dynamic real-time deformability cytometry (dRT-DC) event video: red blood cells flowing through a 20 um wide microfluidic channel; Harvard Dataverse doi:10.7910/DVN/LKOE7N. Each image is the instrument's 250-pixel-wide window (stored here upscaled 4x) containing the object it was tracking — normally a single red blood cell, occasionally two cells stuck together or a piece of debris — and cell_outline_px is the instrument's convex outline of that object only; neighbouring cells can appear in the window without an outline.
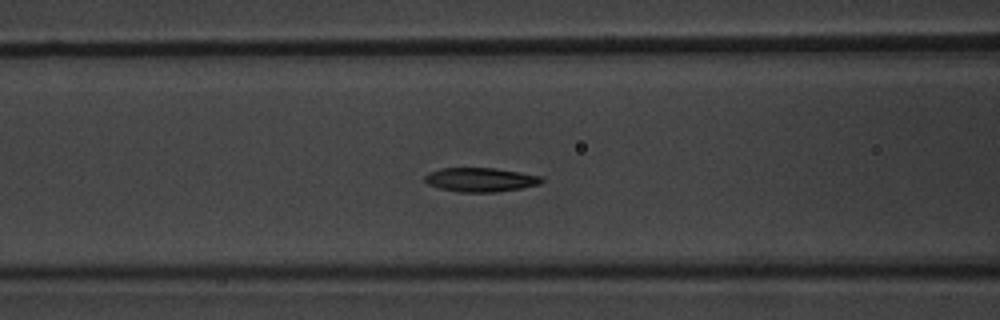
{"species": "common noctule bat (a hibernating species)", "species_latin": "Nyctalus noctula", "temperature_condition": "warm", "stored_images_in_passage": 54, "segment_of_instrument_passage": [1, 2], "camera_frame_rate_fps": 3000, "um_per_image_px": 0.085, "animal": {"sex": "male", "body_mass_g": 20.1, "forearm_length_mm": 53.5}, "frame": {"image": 1, "passage_image": 22, "time_ms": 7.0, "image_size_px": [1000, 320], "cell_outline_px": [[544, 180], [540, 184], [520, 188], [496, 192], [460, 192], [440, 188], [428, 184], [424, 180], [424, 176], [428, 172], [444, 168], [496, 168], [520, 172], [540, 176]], "centroid_in_image_um": [40.83, 15.27], "position_along_channel_um": 125.8, "area_um2": 16.3}}
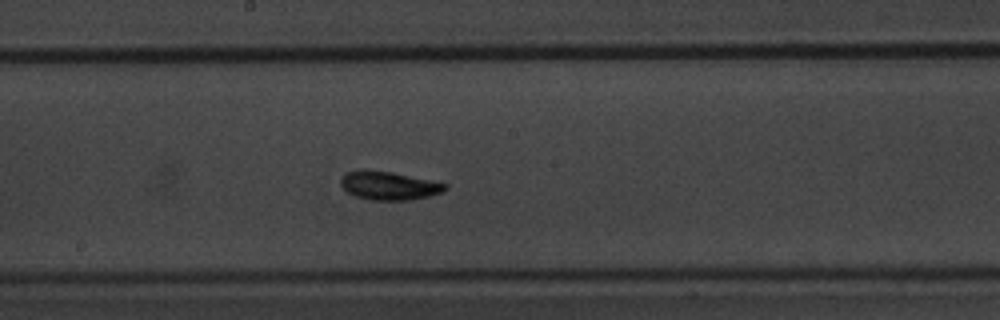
{"frame": {"image": 2, "passage_image": 29, "time_ms": 9.333, "image_size_px": [1000, 320], "cell_outline_px": [[448, 188], [440, 192], [428, 196], [408, 200], [368, 200], [356, 196], [348, 192], [340, 184], [340, 180], [348, 172], [360, 168], [364, 168], [392, 172], [448, 184]], "centroid_in_image_um": [33.02, 15.76], "position_along_channel_um": 215.2, "area_um2": 17.28}}
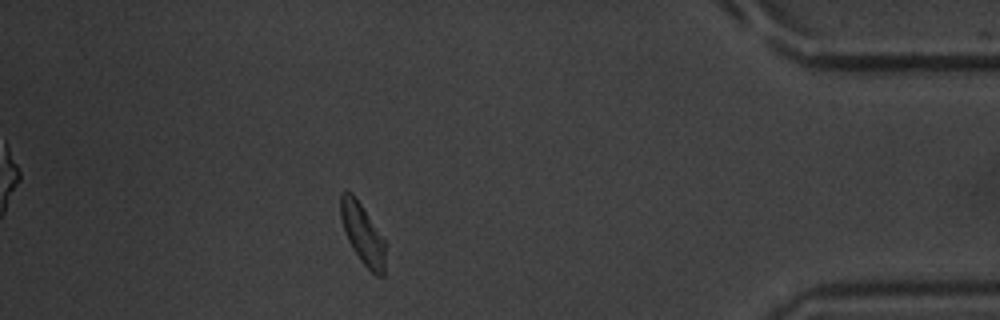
{"frame": {"image": 3, "passage_image": 47, "time_ms": 15.333, "image_size_px": [1000, 320], "cell_outline_px": [[384, 276], [376, 276], [364, 264], [352, 248], [348, 240], [340, 216], [340, 192], [352, 192], [384, 240]], "centroid_in_image_um": [30.79, 19.88], "position_along_channel_um": 404.4, "area_um2": 15.2}}